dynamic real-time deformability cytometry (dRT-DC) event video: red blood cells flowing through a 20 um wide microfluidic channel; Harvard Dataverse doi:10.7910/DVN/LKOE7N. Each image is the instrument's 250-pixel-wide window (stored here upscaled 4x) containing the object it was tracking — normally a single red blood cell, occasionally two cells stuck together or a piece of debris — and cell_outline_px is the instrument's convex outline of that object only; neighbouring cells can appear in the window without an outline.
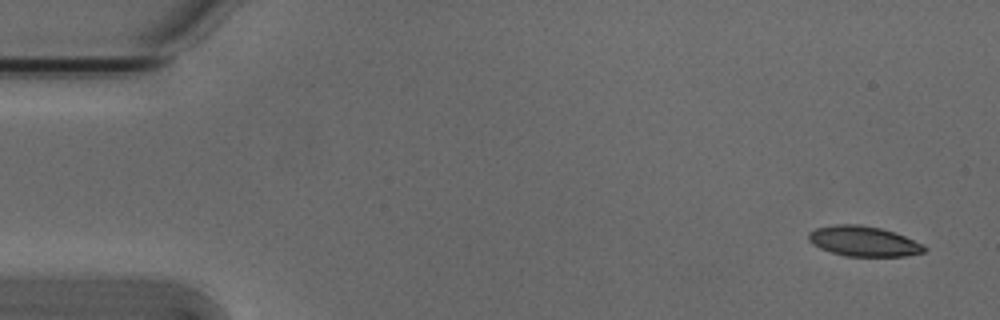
{"species": "Egyptian fruit bat (a non-hibernating species)", "species_latin": "Rousettus aegyptiacus", "temperature_condition": "cold", "stored_images_in_passage": 52, "camera_frame_rate_fps": 3000, "um_per_image_px": 0.085, "animal": {"sex": "male"}, "frame": {"image": 1, "passage_image": 1, "time_ms": 0.0, "image_size_px": [1000, 320], "cell_outline_px": [[928, 248], [924, 252], [904, 256], [844, 256], [820, 248], [812, 244], [808, 240], [808, 232], [816, 228], [836, 224], [860, 224], [880, 228], [904, 236]], "centroid_in_image_um": [73.35, 20.5], "position_along_channel_um": 11.6, "area_um2": 20.17}}
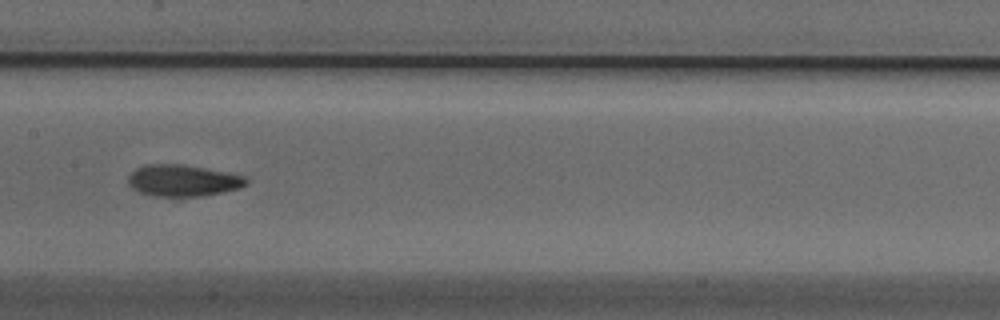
{"frame": {"image": 2, "passage_image": 25, "time_ms": 8.0, "image_size_px": [1000, 320], "cell_outline_px": [[248, 184], [240, 188], [204, 196], [156, 196], [140, 192], [132, 188], [128, 184], [128, 176], [136, 168], [144, 164], [184, 164], [244, 176], [248, 180]], "centroid_in_image_um": [15.53, 15.34], "position_along_channel_um": 191.9, "area_um2": 21.68}}
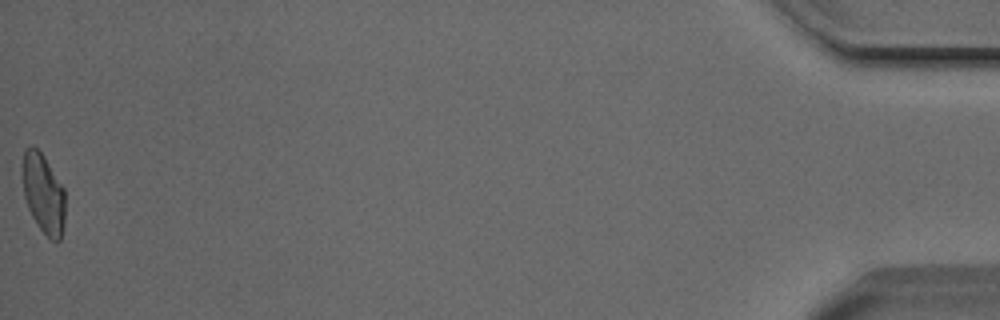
{"frame": {"image": 3, "passage_image": 52, "time_ms": 17.0, "image_size_px": [1000, 320], "cell_outline_px": [[64, 224], [60, 240], [52, 240], [40, 228], [32, 216], [28, 208], [24, 196], [20, 172], [24, 148], [32, 144], [44, 156], [64, 188]], "centroid_in_image_um": [3.64, 16.38], "position_along_channel_um": 431.6, "area_um2": 20.06}, "authors_computed_cell_mechanics": {"area_um2": 20.6924, "velocity_mm_per_s": 3.8253, "shape_relaxation_time_tau1_ms": 4.3785, "shape_relaxation_time_tau2_ms": 2.8941, "deformation_change_tau1": 0.1346, "deformation_change_tau2": 0.0839}}